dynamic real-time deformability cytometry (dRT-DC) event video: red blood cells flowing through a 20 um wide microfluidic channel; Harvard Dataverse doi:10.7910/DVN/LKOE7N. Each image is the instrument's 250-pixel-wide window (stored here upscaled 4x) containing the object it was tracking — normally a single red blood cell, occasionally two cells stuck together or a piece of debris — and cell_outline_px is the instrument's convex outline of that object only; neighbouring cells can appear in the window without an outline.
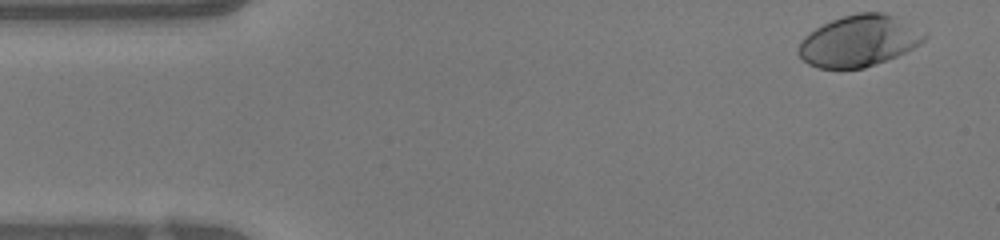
{"species": "human", "species_latin": "Homo sapiens", "temperature_condition": "warm", "stored_images_in_passage": 46, "camera_frame_rate_fps": 3000, "um_per_image_px": 0.085, "donor": {"sex": "female"}, "frame": {"image": 1, "passage_image": 1, "time_ms": 0.0, "image_size_px": [1000, 240], "cell_outline_px": [[928, 36], [920, 44], [896, 56], [876, 64], [864, 68], [820, 68], [808, 64], [796, 52], [800, 40], [804, 36], [816, 28], [832, 20], [856, 12], [884, 12], [892, 16]], "centroid_in_image_um": [72.94, 3.49], "position_along_channel_um": 12.1, "area_um2": 36.99}}
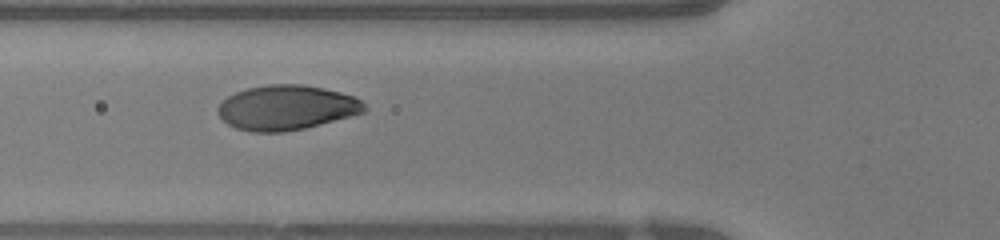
{"frame": {"image": 2, "passage_image": 15, "time_ms": 4.667, "image_size_px": [1000, 240], "cell_outline_px": [[368, 108], [364, 112], [304, 128], [284, 132], [252, 132], [236, 128], [228, 124], [220, 116], [216, 108], [228, 96], [236, 92], [248, 88], [268, 84], [300, 84], [324, 88], [340, 92], [352, 96], [360, 100]], "centroid_in_image_um": [24.34, 9.14], "position_along_channel_um": 101.5, "area_um2": 37.92}}
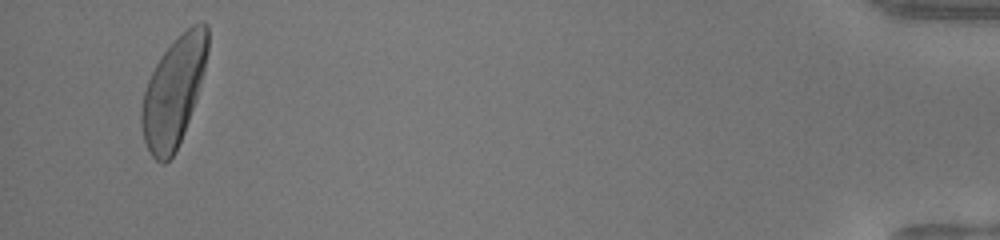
{"frame": {"image": 3, "passage_image": 44, "time_ms": 14.333, "image_size_px": [1000, 240], "cell_outline_px": [[208, 52], [196, 100], [184, 132], [176, 152], [164, 164], [160, 164], [152, 156], [144, 140], [140, 124], [140, 112], [144, 92], [148, 80], [156, 64], [164, 52], [192, 24], [208, 24]], "centroid_in_image_um": [14.75, 7.85], "position_along_channel_um": 420.5, "area_um2": 41.5}, "authors_computed_cell_mechanics": {"area_um2": 37.7434, "velocity_mm_per_s": 4.2245, "shape_relaxation_time_tau1_ms": 1.1891, "shape_relaxation_time_tau2_ms": null, "deformation_change_tau1": 0.1336, "deformation_change_tau2": null}}